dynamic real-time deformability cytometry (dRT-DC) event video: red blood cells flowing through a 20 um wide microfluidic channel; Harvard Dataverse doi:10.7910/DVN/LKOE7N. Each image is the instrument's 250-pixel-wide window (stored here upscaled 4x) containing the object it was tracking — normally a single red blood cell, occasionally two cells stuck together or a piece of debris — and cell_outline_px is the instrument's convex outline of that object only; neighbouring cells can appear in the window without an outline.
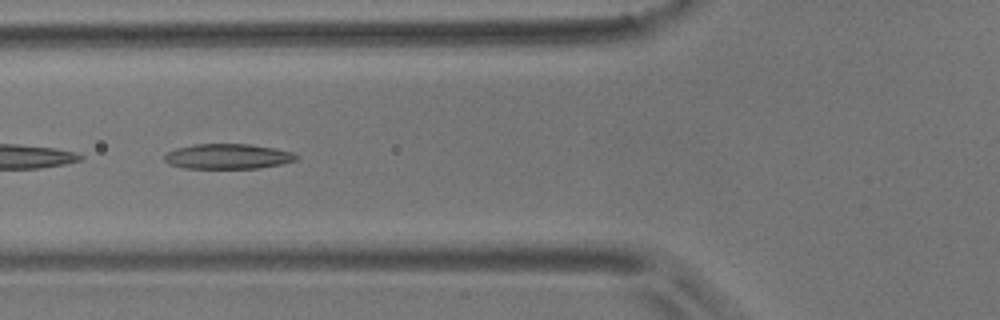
{"species": "common noctule bat (a hibernating species)", "species_latin": "Nyctalus noctula", "temperature_condition": "room temperature", "stored_images_in_passage": 5, "camera_frame_rate_fps": 3000, "um_per_image_px": 0.085, "animal": {"sex": "male", "body_mass_g": 17.9}, "frame": {"image": 1, "passage_image": 5, "time_ms": 4.667, "image_size_px": [1000, 320], "cell_outline_px": [[296, 160], [280, 164], [256, 168], [184, 168], [168, 164], [164, 160], [164, 156], [168, 152], [176, 148], [192, 144], [248, 144], [272, 148], [292, 152], [296, 156]], "centroid_in_image_um": [19.29, 13.29], "position_along_channel_um": 106.5, "area_um2": 19.07}}